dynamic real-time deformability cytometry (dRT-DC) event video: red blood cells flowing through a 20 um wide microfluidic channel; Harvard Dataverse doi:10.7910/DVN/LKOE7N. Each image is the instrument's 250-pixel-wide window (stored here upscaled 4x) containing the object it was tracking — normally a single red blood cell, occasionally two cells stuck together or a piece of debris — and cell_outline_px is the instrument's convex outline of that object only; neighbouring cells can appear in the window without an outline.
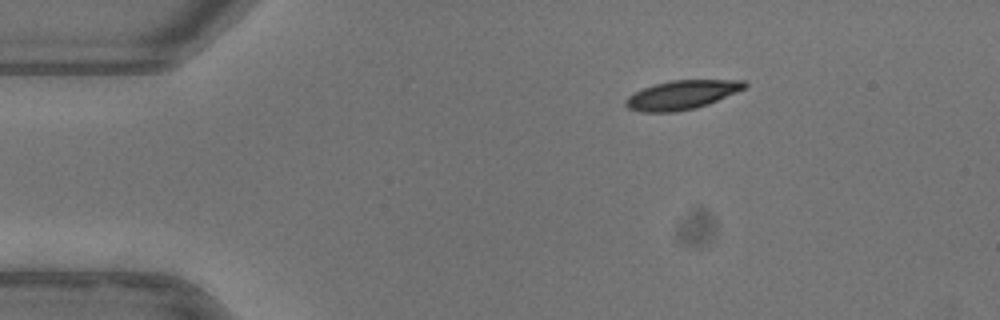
{"species": "common noctule bat (a hibernating species)", "species_latin": "Nyctalus noctula", "temperature_condition": "warm", "stored_images_in_passage": 45, "camera_frame_rate_fps": 3000, "um_per_image_px": 0.085, "animal": {"sex": "female"}, "frame": {"image": 1, "passage_image": 1, "time_ms": 0.0, "image_size_px": [1000, 320], "cell_outline_px": [[748, 84], [744, 88], [736, 92], [708, 104], [696, 108], [676, 112], [640, 112], [628, 108], [624, 104], [624, 100], [628, 96], [644, 88], [656, 84], [672, 80], [744, 80]], "centroid_in_image_um": [57.93, 8.07], "position_along_channel_um": 27.1, "area_um2": 19.94}}
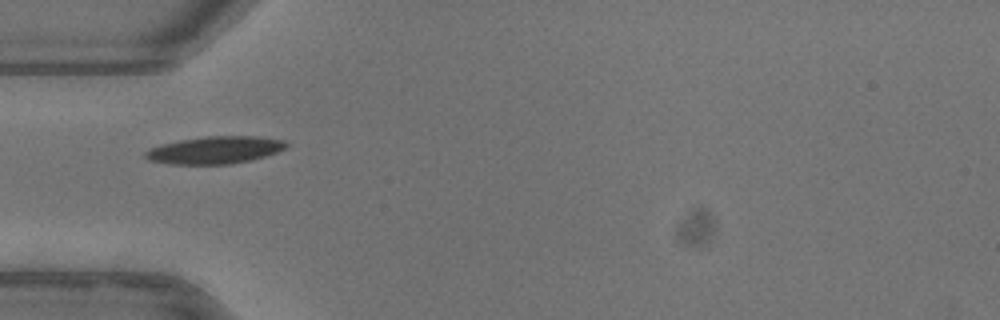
{"frame": {"image": 2, "passage_image": 9, "time_ms": 2.667, "image_size_px": [1000, 320], "cell_outline_px": [[288, 144], [284, 148], [276, 152], [252, 160], [228, 164], [168, 164], [148, 160], [144, 156], [144, 152], [160, 144], [180, 140], [204, 136], [260, 136], [284, 140]], "centroid_in_image_um": [18.25, 12.75], "position_along_channel_um": 66.8, "area_um2": 22.48}}
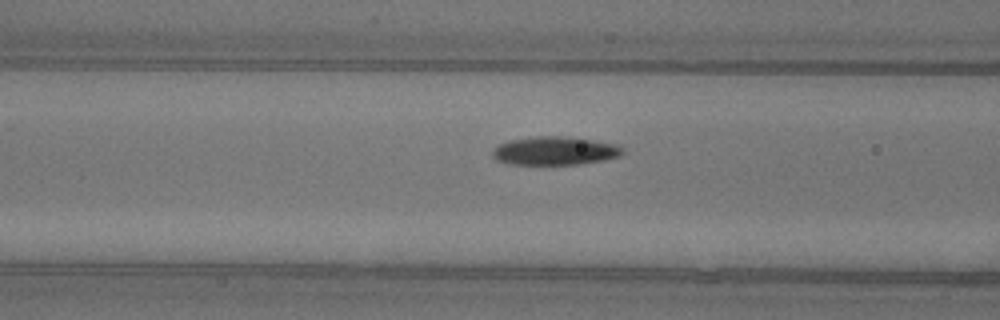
{"frame": {"image": 3, "passage_image": 13, "time_ms": 4.0, "image_size_px": [1000, 320], "cell_outline_px": [[624, 152], [620, 156], [604, 160], [580, 164], [508, 164], [496, 160], [492, 156], [492, 152], [500, 144], [508, 140], [536, 136], [560, 136], [592, 140], [620, 144], [624, 148]], "centroid_in_image_um": [47.2, 12.82], "position_along_channel_um": 119.4, "area_um2": 21.62}, "authors_computed_cell_mechanics": {"area_um2": 21.2126, "velocity_mm_per_s": 3.9175, "shape_relaxation_time_tau1_ms": 4.2164, "shape_relaxation_time_tau2_ms": 3.3235, "deformation_change_tau1": 0.1453, "deformation_change_tau2": 0.0687}}